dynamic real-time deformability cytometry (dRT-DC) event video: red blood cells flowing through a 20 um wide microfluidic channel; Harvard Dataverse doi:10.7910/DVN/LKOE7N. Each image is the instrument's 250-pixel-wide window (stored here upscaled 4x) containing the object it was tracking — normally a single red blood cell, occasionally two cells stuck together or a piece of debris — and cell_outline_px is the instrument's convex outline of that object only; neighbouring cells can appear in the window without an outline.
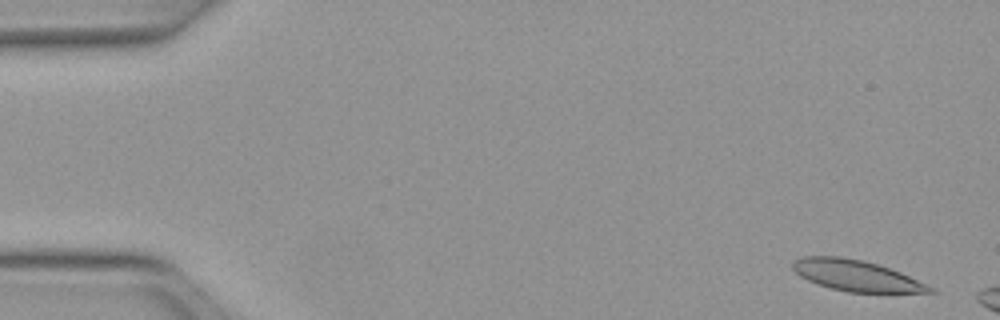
{"species": "Egyptian fruit bat (a non-hibernating species)", "species_latin": "Rousettus aegyptiacus", "temperature_condition": "warm", "stored_images_in_passage": 11, "camera_frame_rate_fps": 3000, "um_per_image_px": 0.085, "animal": {"sex": "female"}, "frame": {"image": 1, "passage_image": 2, "time_ms": 0.333, "image_size_px": [1000, 320], "cell_outline_px": [[940, 292], [848, 292], [816, 284], [800, 276], [792, 268], [792, 260], [800, 256], [840, 256], [864, 260], [900, 272], [936, 288]], "centroid_in_image_um": [72.76, 23.41], "position_along_channel_um": 12.2, "area_um2": 24.74}}